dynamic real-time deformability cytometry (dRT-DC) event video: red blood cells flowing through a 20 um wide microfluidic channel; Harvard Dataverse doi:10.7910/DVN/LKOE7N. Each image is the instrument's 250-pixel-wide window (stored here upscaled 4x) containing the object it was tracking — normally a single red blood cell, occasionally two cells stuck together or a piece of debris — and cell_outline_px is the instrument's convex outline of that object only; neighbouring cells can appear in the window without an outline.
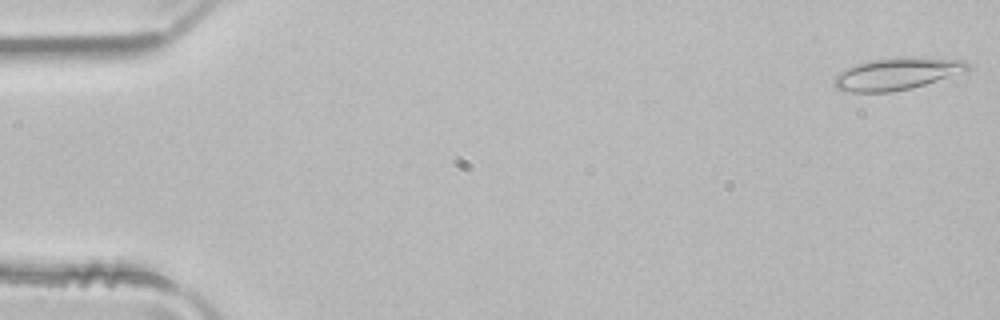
{"species": "common noctule bat (a hibernating species)", "species_latin": "Nyctalus noctula", "temperature_condition": "room temperature", "stored_images_in_passage": 4, "camera_frame_rate_fps": 3000, "um_per_image_px": 0.085, "animal": {"sex": "male", "body_mass_g": 21.5, "forearm_length_mm": 52.0}, "frame": {"image": 1, "passage_image": 1, "time_ms": 0.0, "image_size_px": [1000, 320], "cell_outline_px": [[968, 68], [924, 84], [912, 88], [892, 92], [852, 92], [836, 88], [832, 84], [832, 80], [844, 68], [868, 60], [912, 56], [920, 56], [964, 60], [968, 64]], "centroid_in_image_um": [76.12, 6.25], "position_along_channel_um": 8.9, "area_um2": 24.68}}